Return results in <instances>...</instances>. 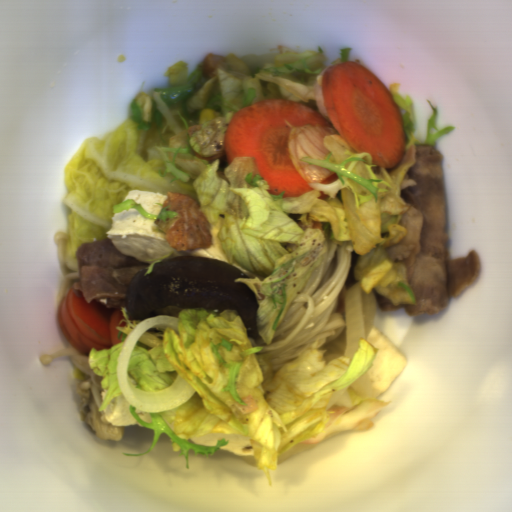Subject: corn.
I'll list each match as a JSON object with an SVG mask.
<instances>
[{"label":"corn","instance_id":"corn-1","mask_svg":"<svg viewBox=\"0 0 512 512\" xmlns=\"http://www.w3.org/2000/svg\"><path fill=\"white\" fill-rule=\"evenodd\" d=\"M215 115H216V113H215L214 109H211L209 107H205L200 112L198 125L199 124H204L208 120H212L213 118H215Z\"/></svg>","mask_w":512,"mask_h":512}]
</instances>
